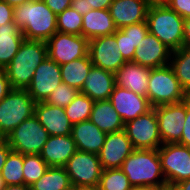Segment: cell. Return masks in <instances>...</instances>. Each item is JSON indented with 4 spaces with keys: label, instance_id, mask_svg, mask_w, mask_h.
Segmentation results:
<instances>
[{
    "label": "cell",
    "instance_id": "7a4b0ae2",
    "mask_svg": "<svg viewBox=\"0 0 190 190\" xmlns=\"http://www.w3.org/2000/svg\"><path fill=\"white\" fill-rule=\"evenodd\" d=\"M14 23L26 40L46 42L57 32V15L43 0H31L15 6Z\"/></svg>",
    "mask_w": 190,
    "mask_h": 190
},
{
    "label": "cell",
    "instance_id": "f35d334b",
    "mask_svg": "<svg viewBox=\"0 0 190 190\" xmlns=\"http://www.w3.org/2000/svg\"><path fill=\"white\" fill-rule=\"evenodd\" d=\"M181 145L190 147V98H186V117L181 135V140L178 142Z\"/></svg>",
    "mask_w": 190,
    "mask_h": 190
},
{
    "label": "cell",
    "instance_id": "681fc988",
    "mask_svg": "<svg viewBox=\"0 0 190 190\" xmlns=\"http://www.w3.org/2000/svg\"><path fill=\"white\" fill-rule=\"evenodd\" d=\"M3 1L7 2L9 5L15 7L17 5H21V4L31 1V0H3Z\"/></svg>",
    "mask_w": 190,
    "mask_h": 190
},
{
    "label": "cell",
    "instance_id": "1f68e13d",
    "mask_svg": "<svg viewBox=\"0 0 190 190\" xmlns=\"http://www.w3.org/2000/svg\"><path fill=\"white\" fill-rule=\"evenodd\" d=\"M48 167L40 154L23 155L24 185L30 186L39 180Z\"/></svg>",
    "mask_w": 190,
    "mask_h": 190
},
{
    "label": "cell",
    "instance_id": "d6a6232c",
    "mask_svg": "<svg viewBox=\"0 0 190 190\" xmlns=\"http://www.w3.org/2000/svg\"><path fill=\"white\" fill-rule=\"evenodd\" d=\"M100 190H132L128 177L120 168L104 169L99 181Z\"/></svg>",
    "mask_w": 190,
    "mask_h": 190
},
{
    "label": "cell",
    "instance_id": "816d5d0a",
    "mask_svg": "<svg viewBox=\"0 0 190 190\" xmlns=\"http://www.w3.org/2000/svg\"><path fill=\"white\" fill-rule=\"evenodd\" d=\"M82 190H100L99 186L82 187Z\"/></svg>",
    "mask_w": 190,
    "mask_h": 190
},
{
    "label": "cell",
    "instance_id": "5bb4252c",
    "mask_svg": "<svg viewBox=\"0 0 190 190\" xmlns=\"http://www.w3.org/2000/svg\"><path fill=\"white\" fill-rule=\"evenodd\" d=\"M61 83L60 65L48 57L36 68L26 90L36 103L43 102Z\"/></svg>",
    "mask_w": 190,
    "mask_h": 190
},
{
    "label": "cell",
    "instance_id": "7c38bea8",
    "mask_svg": "<svg viewBox=\"0 0 190 190\" xmlns=\"http://www.w3.org/2000/svg\"><path fill=\"white\" fill-rule=\"evenodd\" d=\"M153 108L158 119L162 144L178 143L181 140L186 117V99L178 103Z\"/></svg>",
    "mask_w": 190,
    "mask_h": 190
},
{
    "label": "cell",
    "instance_id": "ab89813d",
    "mask_svg": "<svg viewBox=\"0 0 190 190\" xmlns=\"http://www.w3.org/2000/svg\"><path fill=\"white\" fill-rule=\"evenodd\" d=\"M14 21V7L0 0V25Z\"/></svg>",
    "mask_w": 190,
    "mask_h": 190
},
{
    "label": "cell",
    "instance_id": "44dd1931",
    "mask_svg": "<svg viewBox=\"0 0 190 190\" xmlns=\"http://www.w3.org/2000/svg\"><path fill=\"white\" fill-rule=\"evenodd\" d=\"M150 71L149 67L141 66L132 61L126 62L115 73L116 85L147 97Z\"/></svg>",
    "mask_w": 190,
    "mask_h": 190
},
{
    "label": "cell",
    "instance_id": "603a6c76",
    "mask_svg": "<svg viewBox=\"0 0 190 190\" xmlns=\"http://www.w3.org/2000/svg\"><path fill=\"white\" fill-rule=\"evenodd\" d=\"M71 136L76 143L77 151L98 154L107 134L87 120L73 124Z\"/></svg>",
    "mask_w": 190,
    "mask_h": 190
},
{
    "label": "cell",
    "instance_id": "db71d44e",
    "mask_svg": "<svg viewBox=\"0 0 190 190\" xmlns=\"http://www.w3.org/2000/svg\"><path fill=\"white\" fill-rule=\"evenodd\" d=\"M132 190H158V189L138 187V188H133Z\"/></svg>",
    "mask_w": 190,
    "mask_h": 190
},
{
    "label": "cell",
    "instance_id": "9a60e30c",
    "mask_svg": "<svg viewBox=\"0 0 190 190\" xmlns=\"http://www.w3.org/2000/svg\"><path fill=\"white\" fill-rule=\"evenodd\" d=\"M109 101L124 123L146 114L153 108L147 97L117 85L114 86Z\"/></svg>",
    "mask_w": 190,
    "mask_h": 190
},
{
    "label": "cell",
    "instance_id": "60d3db41",
    "mask_svg": "<svg viewBox=\"0 0 190 190\" xmlns=\"http://www.w3.org/2000/svg\"><path fill=\"white\" fill-rule=\"evenodd\" d=\"M44 3L56 14L62 13L65 9L71 7L72 0H43Z\"/></svg>",
    "mask_w": 190,
    "mask_h": 190
},
{
    "label": "cell",
    "instance_id": "d590c367",
    "mask_svg": "<svg viewBox=\"0 0 190 190\" xmlns=\"http://www.w3.org/2000/svg\"><path fill=\"white\" fill-rule=\"evenodd\" d=\"M113 34L116 37V41L119 45L118 48L124 60L126 62L133 61L136 48L132 46L131 31L117 29Z\"/></svg>",
    "mask_w": 190,
    "mask_h": 190
},
{
    "label": "cell",
    "instance_id": "6da1fadb",
    "mask_svg": "<svg viewBox=\"0 0 190 190\" xmlns=\"http://www.w3.org/2000/svg\"><path fill=\"white\" fill-rule=\"evenodd\" d=\"M120 169L133 188L169 190L161 169L158 149H134Z\"/></svg>",
    "mask_w": 190,
    "mask_h": 190
},
{
    "label": "cell",
    "instance_id": "9c48e42d",
    "mask_svg": "<svg viewBox=\"0 0 190 190\" xmlns=\"http://www.w3.org/2000/svg\"><path fill=\"white\" fill-rule=\"evenodd\" d=\"M134 149H158L162 145L155 109L124 124Z\"/></svg>",
    "mask_w": 190,
    "mask_h": 190
},
{
    "label": "cell",
    "instance_id": "7dc6e473",
    "mask_svg": "<svg viewBox=\"0 0 190 190\" xmlns=\"http://www.w3.org/2000/svg\"><path fill=\"white\" fill-rule=\"evenodd\" d=\"M170 190H190V179L180 181L175 184Z\"/></svg>",
    "mask_w": 190,
    "mask_h": 190
},
{
    "label": "cell",
    "instance_id": "f546056e",
    "mask_svg": "<svg viewBox=\"0 0 190 190\" xmlns=\"http://www.w3.org/2000/svg\"><path fill=\"white\" fill-rule=\"evenodd\" d=\"M1 176L6 186L24 184L23 154L11 150L1 170Z\"/></svg>",
    "mask_w": 190,
    "mask_h": 190
},
{
    "label": "cell",
    "instance_id": "8d00e7d4",
    "mask_svg": "<svg viewBox=\"0 0 190 190\" xmlns=\"http://www.w3.org/2000/svg\"><path fill=\"white\" fill-rule=\"evenodd\" d=\"M121 30L131 31L132 46L135 48L140 47L142 40L149 32L146 21L128 25L126 27L121 28Z\"/></svg>",
    "mask_w": 190,
    "mask_h": 190
},
{
    "label": "cell",
    "instance_id": "8fae6325",
    "mask_svg": "<svg viewBox=\"0 0 190 190\" xmlns=\"http://www.w3.org/2000/svg\"><path fill=\"white\" fill-rule=\"evenodd\" d=\"M72 185L98 186L103 168L98 154L76 151L64 166Z\"/></svg>",
    "mask_w": 190,
    "mask_h": 190
},
{
    "label": "cell",
    "instance_id": "836d02e7",
    "mask_svg": "<svg viewBox=\"0 0 190 190\" xmlns=\"http://www.w3.org/2000/svg\"><path fill=\"white\" fill-rule=\"evenodd\" d=\"M82 14L72 7L57 15V31L67 34L81 35Z\"/></svg>",
    "mask_w": 190,
    "mask_h": 190
},
{
    "label": "cell",
    "instance_id": "74e56055",
    "mask_svg": "<svg viewBox=\"0 0 190 190\" xmlns=\"http://www.w3.org/2000/svg\"><path fill=\"white\" fill-rule=\"evenodd\" d=\"M164 3L184 19L190 17V0H166Z\"/></svg>",
    "mask_w": 190,
    "mask_h": 190
},
{
    "label": "cell",
    "instance_id": "52a82bcc",
    "mask_svg": "<svg viewBox=\"0 0 190 190\" xmlns=\"http://www.w3.org/2000/svg\"><path fill=\"white\" fill-rule=\"evenodd\" d=\"M158 155L169 190L180 181L190 179V147L179 143L162 144Z\"/></svg>",
    "mask_w": 190,
    "mask_h": 190
},
{
    "label": "cell",
    "instance_id": "4dcf8cb0",
    "mask_svg": "<svg viewBox=\"0 0 190 190\" xmlns=\"http://www.w3.org/2000/svg\"><path fill=\"white\" fill-rule=\"evenodd\" d=\"M93 103L94 101L87 95L78 93L74 100L64 108L72 125L89 120Z\"/></svg>",
    "mask_w": 190,
    "mask_h": 190
},
{
    "label": "cell",
    "instance_id": "ffe728a7",
    "mask_svg": "<svg viewBox=\"0 0 190 190\" xmlns=\"http://www.w3.org/2000/svg\"><path fill=\"white\" fill-rule=\"evenodd\" d=\"M115 85L114 73L93 65L80 93L87 95L93 101L109 100Z\"/></svg>",
    "mask_w": 190,
    "mask_h": 190
},
{
    "label": "cell",
    "instance_id": "4fadbf2b",
    "mask_svg": "<svg viewBox=\"0 0 190 190\" xmlns=\"http://www.w3.org/2000/svg\"><path fill=\"white\" fill-rule=\"evenodd\" d=\"M114 34L89 40V56L94 66L116 73L126 63Z\"/></svg>",
    "mask_w": 190,
    "mask_h": 190
},
{
    "label": "cell",
    "instance_id": "2e32d148",
    "mask_svg": "<svg viewBox=\"0 0 190 190\" xmlns=\"http://www.w3.org/2000/svg\"><path fill=\"white\" fill-rule=\"evenodd\" d=\"M131 140L125 130L108 133L105 142L98 153L101 166L104 169L120 168L123 161L133 152Z\"/></svg>",
    "mask_w": 190,
    "mask_h": 190
},
{
    "label": "cell",
    "instance_id": "bcb514c9",
    "mask_svg": "<svg viewBox=\"0 0 190 190\" xmlns=\"http://www.w3.org/2000/svg\"><path fill=\"white\" fill-rule=\"evenodd\" d=\"M184 46L190 47V17L184 19Z\"/></svg>",
    "mask_w": 190,
    "mask_h": 190
},
{
    "label": "cell",
    "instance_id": "7402d4cb",
    "mask_svg": "<svg viewBox=\"0 0 190 190\" xmlns=\"http://www.w3.org/2000/svg\"><path fill=\"white\" fill-rule=\"evenodd\" d=\"M76 151V143L71 135H55L49 136L40 156L48 166L64 167Z\"/></svg>",
    "mask_w": 190,
    "mask_h": 190
},
{
    "label": "cell",
    "instance_id": "11a10c76",
    "mask_svg": "<svg viewBox=\"0 0 190 190\" xmlns=\"http://www.w3.org/2000/svg\"><path fill=\"white\" fill-rule=\"evenodd\" d=\"M151 3H164L166 0H149Z\"/></svg>",
    "mask_w": 190,
    "mask_h": 190
},
{
    "label": "cell",
    "instance_id": "5b68a950",
    "mask_svg": "<svg viewBox=\"0 0 190 190\" xmlns=\"http://www.w3.org/2000/svg\"><path fill=\"white\" fill-rule=\"evenodd\" d=\"M187 97L170 65L151 68L147 98L152 107L178 103Z\"/></svg>",
    "mask_w": 190,
    "mask_h": 190
},
{
    "label": "cell",
    "instance_id": "ba28073f",
    "mask_svg": "<svg viewBox=\"0 0 190 190\" xmlns=\"http://www.w3.org/2000/svg\"><path fill=\"white\" fill-rule=\"evenodd\" d=\"M49 136L47 130L33 115L16 127L6 140L13 151L23 155L40 154Z\"/></svg>",
    "mask_w": 190,
    "mask_h": 190
},
{
    "label": "cell",
    "instance_id": "f6af8a7d",
    "mask_svg": "<svg viewBox=\"0 0 190 190\" xmlns=\"http://www.w3.org/2000/svg\"><path fill=\"white\" fill-rule=\"evenodd\" d=\"M71 7L76 10L79 14L87 13V3L86 0H72Z\"/></svg>",
    "mask_w": 190,
    "mask_h": 190
},
{
    "label": "cell",
    "instance_id": "f1b7e54d",
    "mask_svg": "<svg viewBox=\"0 0 190 190\" xmlns=\"http://www.w3.org/2000/svg\"><path fill=\"white\" fill-rule=\"evenodd\" d=\"M179 84L187 95L190 94V47L183 46L171 52L170 63Z\"/></svg>",
    "mask_w": 190,
    "mask_h": 190
},
{
    "label": "cell",
    "instance_id": "ee69618b",
    "mask_svg": "<svg viewBox=\"0 0 190 190\" xmlns=\"http://www.w3.org/2000/svg\"><path fill=\"white\" fill-rule=\"evenodd\" d=\"M11 147L9 146V143L7 142L6 139H1L0 140V174L1 170L5 164L6 158L11 151Z\"/></svg>",
    "mask_w": 190,
    "mask_h": 190
},
{
    "label": "cell",
    "instance_id": "7bdbcfd3",
    "mask_svg": "<svg viewBox=\"0 0 190 190\" xmlns=\"http://www.w3.org/2000/svg\"><path fill=\"white\" fill-rule=\"evenodd\" d=\"M114 0H86L87 13L92 9H109Z\"/></svg>",
    "mask_w": 190,
    "mask_h": 190
},
{
    "label": "cell",
    "instance_id": "d4e9b609",
    "mask_svg": "<svg viewBox=\"0 0 190 190\" xmlns=\"http://www.w3.org/2000/svg\"><path fill=\"white\" fill-rule=\"evenodd\" d=\"M89 120L106 134L124 129V122L109 100L94 101Z\"/></svg>",
    "mask_w": 190,
    "mask_h": 190
},
{
    "label": "cell",
    "instance_id": "8992f818",
    "mask_svg": "<svg viewBox=\"0 0 190 190\" xmlns=\"http://www.w3.org/2000/svg\"><path fill=\"white\" fill-rule=\"evenodd\" d=\"M36 102L26 89H11L0 102V137H6L35 113Z\"/></svg>",
    "mask_w": 190,
    "mask_h": 190
},
{
    "label": "cell",
    "instance_id": "277c9868",
    "mask_svg": "<svg viewBox=\"0 0 190 190\" xmlns=\"http://www.w3.org/2000/svg\"><path fill=\"white\" fill-rule=\"evenodd\" d=\"M146 22L149 33L169 50L175 51L184 46V18L165 3H151Z\"/></svg>",
    "mask_w": 190,
    "mask_h": 190
},
{
    "label": "cell",
    "instance_id": "484cf974",
    "mask_svg": "<svg viewBox=\"0 0 190 190\" xmlns=\"http://www.w3.org/2000/svg\"><path fill=\"white\" fill-rule=\"evenodd\" d=\"M24 35L13 22L0 25V69H5L18 52Z\"/></svg>",
    "mask_w": 190,
    "mask_h": 190
},
{
    "label": "cell",
    "instance_id": "e575fe53",
    "mask_svg": "<svg viewBox=\"0 0 190 190\" xmlns=\"http://www.w3.org/2000/svg\"><path fill=\"white\" fill-rule=\"evenodd\" d=\"M79 92L78 89L62 82L54 91H52L45 102L60 108H65L74 100Z\"/></svg>",
    "mask_w": 190,
    "mask_h": 190
},
{
    "label": "cell",
    "instance_id": "cb8c5ba5",
    "mask_svg": "<svg viewBox=\"0 0 190 190\" xmlns=\"http://www.w3.org/2000/svg\"><path fill=\"white\" fill-rule=\"evenodd\" d=\"M117 30L109 9H92L82 16L81 35L91 40L111 35Z\"/></svg>",
    "mask_w": 190,
    "mask_h": 190
},
{
    "label": "cell",
    "instance_id": "4316f807",
    "mask_svg": "<svg viewBox=\"0 0 190 190\" xmlns=\"http://www.w3.org/2000/svg\"><path fill=\"white\" fill-rule=\"evenodd\" d=\"M92 66L89 54L86 57L60 65L62 82L80 91Z\"/></svg>",
    "mask_w": 190,
    "mask_h": 190
},
{
    "label": "cell",
    "instance_id": "f5cc1de1",
    "mask_svg": "<svg viewBox=\"0 0 190 190\" xmlns=\"http://www.w3.org/2000/svg\"><path fill=\"white\" fill-rule=\"evenodd\" d=\"M5 186L6 185L4 184L3 178H2V176L0 174V190H4Z\"/></svg>",
    "mask_w": 190,
    "mask_h": 190
},
{
    "label": "cell",
    "instance_id": "c3c4849f",
    "mask_svg": "<svg viewBox=\"0 0 190 190\" xmlns=\"http://www.w3.org/2000/svg\"><path fill=\"white\" fill-rule=\"evenodd\" d=\"M4 190H30V186L21 184V185H9L5 186Z\"/></svg>",
    "mask_w": 190,
    "mask_h": 190
},
{
    "label": "cell",
    "instance_id": "30bf717a",
    "mask_svg": "<svg viewBox=\"0 0 190 190\" xmlns=\"http://www.w3.org/2000/svg\"><path fill=\"white\" fill-rule=\"evenodd\" d=\"M48 57L59 65L86 57L89 40L82 35L54 33L47 41Z\"/></svg>",
    "mask_w": 190,
    "mask_h": 190
},
{
    "label": "cell",
    "instance_id": "3957f363",
    "mask_svg": "<svg viewBox=\"0 0 190 190\" xmlns=\"http://www.w3.org/2000/svg\"><path fill=\"white\" fill-rule=\"evenodd\" d=\"M46 58H48L46 42L24 39L18 52L4 69L11 88L27 89L36 68Z\"/></svg>",
    "mask_w": 190,
    "mask_h": 190
},
{
    "label": "cell",
    "instance_id": "b9f144b4",
    "mask_svg": "<svg viewBox=\"0 0 190 190\" xmlns=\"http://www.w3.org/2000/svg\"><path fill=\"white\" fill-rule=\"evenodd\" d=\"M9 80L4 69H0V102L11 90Z\"/></svg>",
    "mask_w": 190,
    "mask_h": 190
},
{
    "label": "cell",
    "instance_id": "83f0119b",
    "mask_svg": "<svg viewBox=\"0 0 190 190\" xmlns=\"http://www.w3.org/2000/svg\"><path fill=\"white\" fill-rule=\"evenodd\" d=\"M70 185L65 167L49 166L44 175L30 185V190H63Z\"/></svg>",
    "mask_w": 190,
    "mask_h": 190
},
{
    "label": "cell",
    "instance_id": "e0dca14e",
    "mask_svg": "<svg viewBox=\"0 0 190 190\" xmlns=\"http://www.w3.org/2000/svg\"><path fill=\"white\" fill-rule=\"evenodd\" d=\"M171 52L159 39L148 32L140 47L136 48L132 62L149 68L163 67L169 65Z\"/></svg>",
    "mask_w": 190,
    "mask_h": 190
},
{
    "label": "cell",
    "instance_id": "d6986e66",
    "mask_svg": "<svg viewBox=\"0 0 190 190\" xmlns=\"http://www.w3.org/2000/svg\"><path fill=\"white\" fill-rule=\"evenodd\" d=\"M34 115L50 136L71 135L73 125L66 116L64 108L45 101L37 102Z\"/></svg>",
    "mask_w": 190,
    "mask_h": 190
},
{
    "label": "cell",
    "instance_id": "ac0fdd59",
    "mask_svg": "<svg viewBox=\"0 0 190 190\" xmlns=\"http://www.w3.org/2000/svg\"><path fill=\"white\" fill-rule=\"evenodd\" d=\"M151 2L149 0H114L109 12L117 29L146 21Z\"/></svg>",
    "mask_w": 190,
    "mask_h": 190
},
{
    "label": "cell",
    "instance_id": "f907efd6",
    "mask_svg": "<svg viewBox=\"0 0 190 190\" xmlns=\"http://www.w3.org/2000/svg\"><path fill=\"white\" fill-rule=\"evenodd\" d=\"M63 190H82V187H78L76 185H70L68 188L63 189Z\"/></svg>",
    "mask_w": 190,
    "mask_h": 190
}]
</instances>
